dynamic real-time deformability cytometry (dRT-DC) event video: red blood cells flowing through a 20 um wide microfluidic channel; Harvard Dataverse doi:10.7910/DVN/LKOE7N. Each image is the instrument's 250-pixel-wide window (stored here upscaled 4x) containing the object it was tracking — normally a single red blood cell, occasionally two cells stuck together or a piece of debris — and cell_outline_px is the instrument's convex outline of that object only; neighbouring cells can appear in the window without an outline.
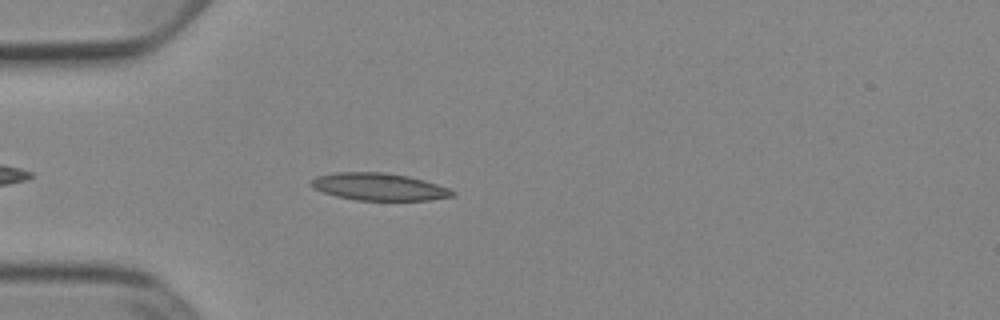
{"species": "Egyptian fruit bat (a non-hibernating species)", "species_latin": "Rousettus aegyptiacus", "temperature_condition": "cold", "stored_images_in_passage": 42, "camera_frame_rate_fps": 3000, "um_per_image_px": 0.085, "animal": {"sex": "female"}, "frame": {"image": 1, "passage_image": 5, "time_ms": 1.333, "image_size_px": [1000, 320], "cell_outline_px": [[456, 196], [428, 200], [356, 200], [336, 196], [312, 188], [308, 184], [316, 176], [336, 172], [384, 172], [408, 176], [424, 180], [448, 188], [456, 192]], "centroid_in_image_um": [32.2, 15.87], "position_along_channel_um": 52.8, "area_um2": 22.54}}
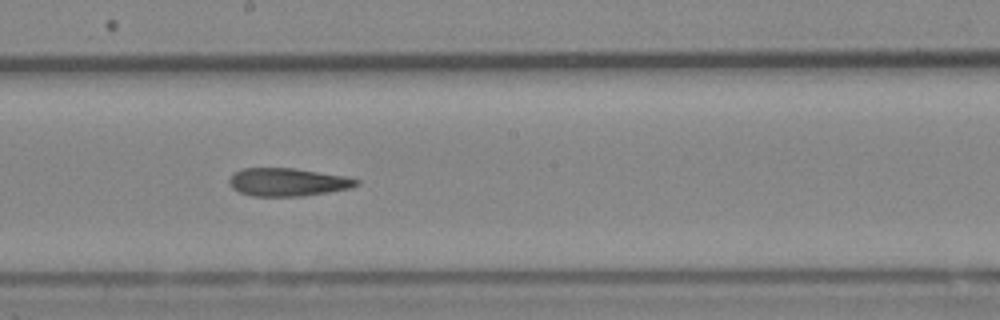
{"frame": {"image": 2, "passage_image": 19, "time_ms": 6.0, "image_size_px": [1000, 320], "cell_outline_px": [[360, 184], [348, 188], [328, 192], [300, 196], [252, 196], [240, 192], [232, 188], [228, 180], [236, 172], [244, 168], [296, 168], [344, 176], [360, 180]], "centroid_in_image_um": [24.45, 15.47], "position_along_channel_um": 223.7, "area_um2": 20.58}}
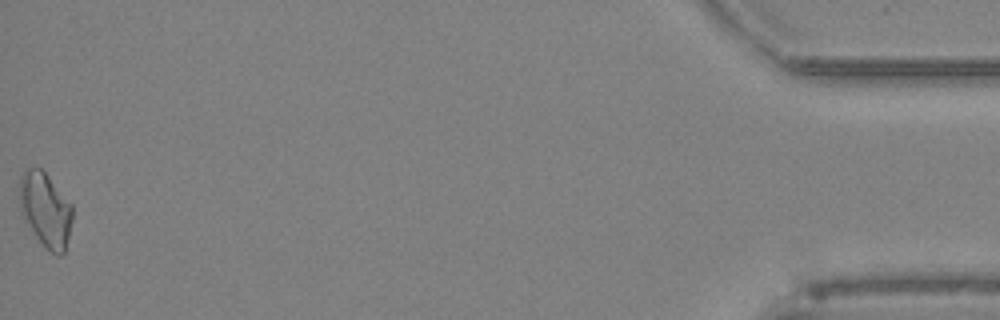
{"frame": {"image": 3, "passage_image": 42, "time_ms": 13.667, "image_size_px": [1000, 320], "cell_outline_px": [[72, 220], [64, 252], [60, 256], [56, 256], [44, 248], [36, 236], [24, 216], [20, 208], [20, 176], [28, 168], [40, 168], [44, 172], [72, 204]], "centroid_in_image_um": [3.88, 17.85], "position_along_channel_um": 431.3, "area_um2": 22.48}, "authors_computed_cell_mechanics": {"area_um2": 21.1548, "velocity_mm_per_s": 3.9162, "shape_relaxation_time_tau1_ms": null, "shape_relaxation_time_tau2_ms": 4.0729, "deformation_change_tau1": null, "deformation_change_tau2": 0.1319}}